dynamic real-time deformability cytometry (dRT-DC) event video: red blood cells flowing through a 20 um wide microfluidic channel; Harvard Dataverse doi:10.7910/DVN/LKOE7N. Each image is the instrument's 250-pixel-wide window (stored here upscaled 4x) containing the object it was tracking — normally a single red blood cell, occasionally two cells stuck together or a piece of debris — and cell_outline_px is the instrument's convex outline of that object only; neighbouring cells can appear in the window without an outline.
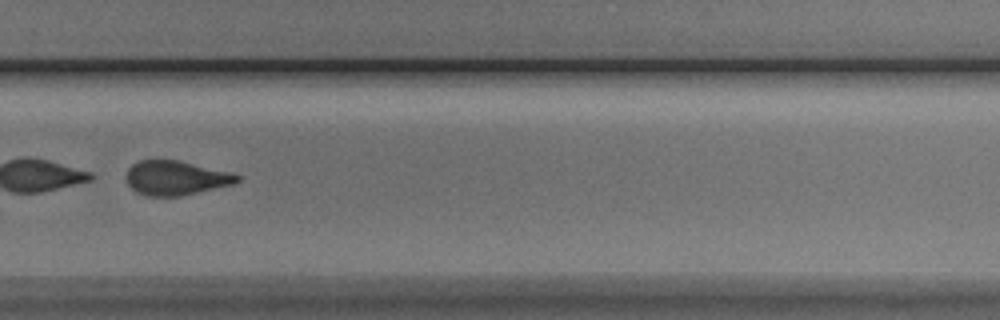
{"species": "Egyptian fruit bat (a non-hibernating species)", "species_latin": "Rousettus aegyptiacus", "temperature_condition": "cold", "stored_images_in_passage": 45, "camera_frame_rate_fps": 3000, "um_per_image_px": 0.085, "animal": {"sex": "male"}, "frame": {"image": 1, "passage_image": 30, "time_ms": 9.667, "image_size_px": [1000, 320], "cell_outline_px": [[240, 180], [232, 184], [180, 196], [148, 196], [136, 192], [128, 184], [128, 168], [132, 164], [140, 160], [180, 160], [236, 172], [240, 176]], "centroid_in_image_um": [15.0, 15.1], "position_along_channel_um": 314.8, "area_um2": 22.31}}
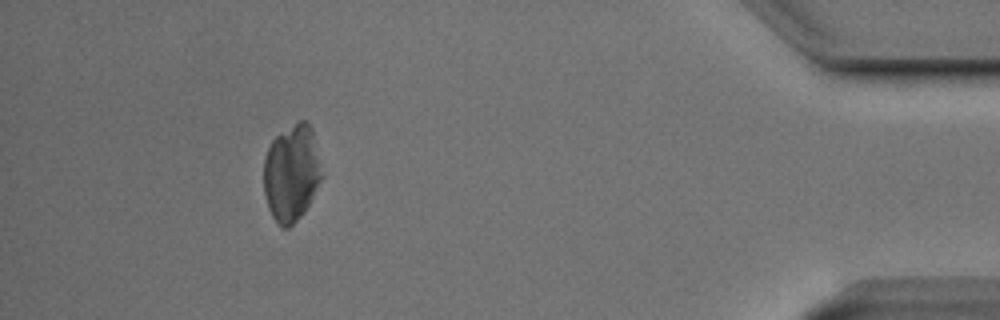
{"frame": {"image": 2, "passage_image": 39, "time_ms": 12.667, "image_size_px": [1000, 320], "cell_outline_px": [[324, 176], [304, 212], [288, 228], [280, 228], [276, 224], [268, 208], [264, 192], [264, 156], [272, 140], [276, 136], [300, 120], [304, 120], [312, 128], [324, 172]], "centroid_in_image_um": [24.8, 14.72], "position_along_channel_um": 410.4, "area_um2": 33.06}}